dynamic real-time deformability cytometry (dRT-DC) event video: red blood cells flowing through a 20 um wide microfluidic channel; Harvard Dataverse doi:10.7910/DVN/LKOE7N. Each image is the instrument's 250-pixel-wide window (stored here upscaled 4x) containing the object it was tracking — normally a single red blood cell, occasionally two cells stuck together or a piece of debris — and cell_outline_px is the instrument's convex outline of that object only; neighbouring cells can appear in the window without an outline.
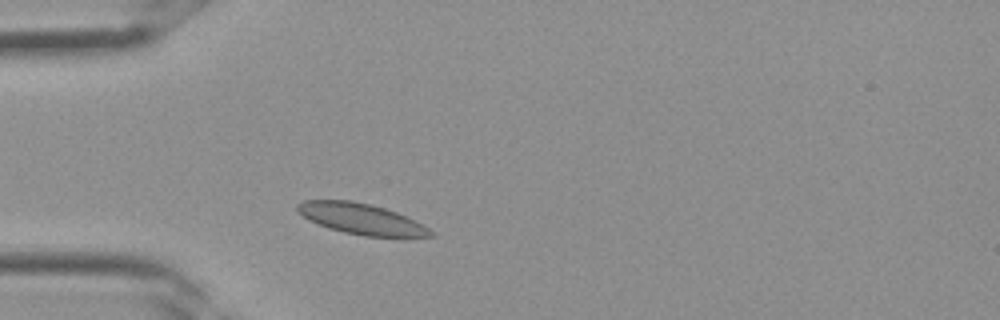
{"species": "Egyptian fruit bat (a non-hibernating species)", "species_latin": "Rousettus aegyptiacus", "temperature_condition": "room temperature", "stored_images_in_passage": 1, "camera_frame_rate_fps": 3000, "um_per_image_px": 0.085, "frame": {"image": 1, "passage_image": 1, "time_ms": 0.0, "image_size_px": [1000, 320], "cell_outline_px": [[436, 236], [404, 240], [364, 236], [344, 232], [328, 228], [308, 220], [296, 208], [296, 204], [304, 200], [352, 200], [384, 208], [396, 212], [436, 232]], "centroid_in_image_um": [30.81, 18.66], "position_along_channel_um": 54.2, "area_um2": 24.57}}